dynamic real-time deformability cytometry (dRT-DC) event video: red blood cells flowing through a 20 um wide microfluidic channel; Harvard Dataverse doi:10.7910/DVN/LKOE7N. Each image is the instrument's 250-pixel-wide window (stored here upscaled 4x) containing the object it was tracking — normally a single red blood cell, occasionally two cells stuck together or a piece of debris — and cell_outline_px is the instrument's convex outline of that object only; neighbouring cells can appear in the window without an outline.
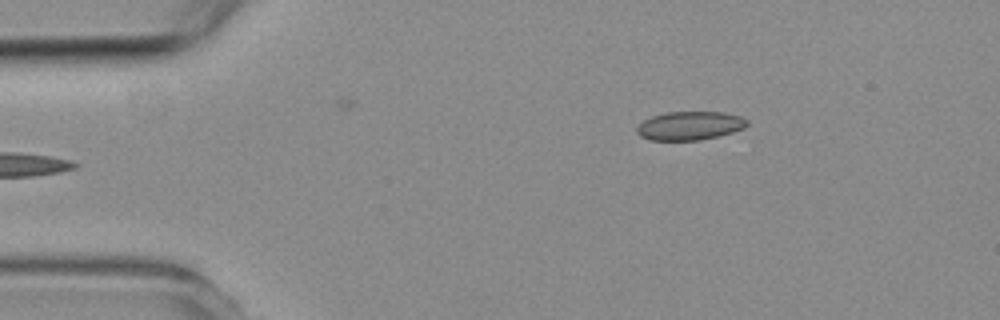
{"species": "common noctule bat (a hibernating species)", "species_latin": "Nyctalus noctula", "temperature_condition": "room temperature", "stored_images_in_passage": 6, "camera_frame_rate_fps": 3000, "um_per_image_px": 0.085, "animal": {"sex": "female", "body_mass_g": 19.3, "forearm_length_mm": 54.1}, "frame": {"image": 1, "passage_image": 6, "time_ms": 5.667, "image_size_px": [1000, 320], "cell_outline_px": [[748, 124], [744, 128], [720, 136], [700, 140], [648, 140], [640, 136], [636, 132], [636, 128], [644, 120], [652, 116], [664, 112], [720, 112], [740, 116], [748, 120]], "centroid_in_image_um": [58.62, 10.69], "position_along_channel_um": 26.4, "area_um2": 18.44}}